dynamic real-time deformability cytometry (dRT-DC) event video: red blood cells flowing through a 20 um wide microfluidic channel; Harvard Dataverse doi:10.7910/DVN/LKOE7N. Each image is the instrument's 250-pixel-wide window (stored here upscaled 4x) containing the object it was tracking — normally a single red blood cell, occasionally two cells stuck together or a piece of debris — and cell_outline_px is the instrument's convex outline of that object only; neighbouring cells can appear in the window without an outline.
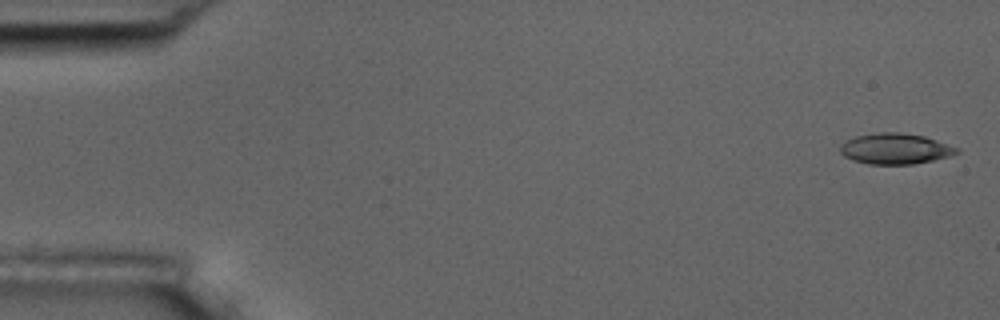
{"species": "common noctule bat (a hibernating species)", "species_latin": "Nyctalus noctula", "temperature_condition": "room temperature", "stored_images_in_passage": 5, "camera_frame_rate_fps": 3000, "um_per_image_px": 0.085, "animal": {"sex": "male", "body_mass_g": 17.5, "forearm_length_mm": 52.3}, "frame": {"image": 1, "passage_image": 1, "time_ms": 0.0, "image_size_px": [1000, 320], "cell_outline_px": [[960, 152], [948, 156], [932, 160], [912, 164], [868, 164], [852, 160], [844, 156], [840, 152], [840, 144], [856, 136], [880, 132], [900, 132], [924, 136], [960, 148]], "centroid_in_image_um": [76.09, 12.64], "position_along_channel_um": 8.9, "area_um2": 20.81}}
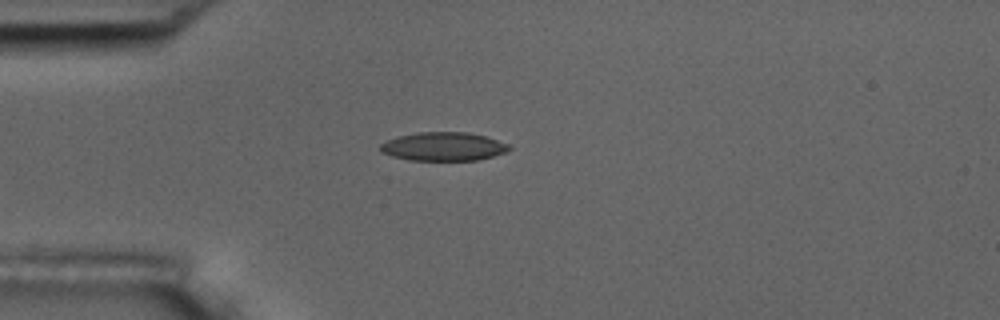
{"frame": {"image": 2, "passage_image": 5, "time_ms": 4.333, "image_size_px": [1000, 320], "cell_outline_px": [[512, 148], [504, 152], [480, 160], [408, 160], [392, 156], [380, 152], [380, 144], [396, 136], [416, 132], [468, 132], [484, 136], [512, 144]], "centroid_in_image_um": [37.69, 12.45], "position_along_channel_um": 47.3, "area_um2": 21.62}}